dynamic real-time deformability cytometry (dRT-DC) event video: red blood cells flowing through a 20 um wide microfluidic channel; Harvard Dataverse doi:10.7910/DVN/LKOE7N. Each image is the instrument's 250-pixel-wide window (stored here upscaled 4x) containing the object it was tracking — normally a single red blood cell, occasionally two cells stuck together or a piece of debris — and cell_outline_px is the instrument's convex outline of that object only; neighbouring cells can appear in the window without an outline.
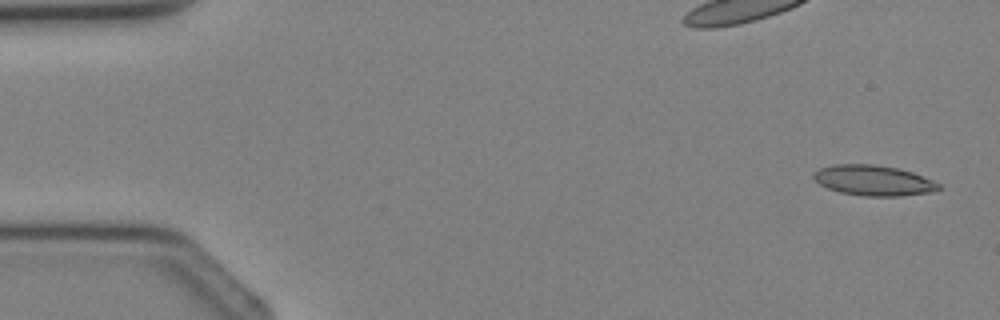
{"species": "Egyptian fruit bat (a non-hibernating species)", "species_latin": "Rousettus aegyptiacus", "temperature_condition": "cold", "stored_images_in_passage": 4, "segment_of_instrument_passage": [1, 2], "camera_frame_rate_fps": 3000, "um_per_image_px": 0.085, "animal": {"sex": "female"}, "frame": {"image": 1, "passage_image": 1, "time_ms": 0.0, "image_size_px": [1000, 320], "cell_outline_px": [[944, 188], [932, 192], [900, 196], [864, 196], [840, 192], [828, 188], [820, 184], [812, 176], [812, 172], [820, 168], [832, 164], [872, 164], [900, 168], [912, 172], [932, 180], [940, 184]], "centroid_in_image_um": [74.26, 15.33], "position_along_channel_um": 10.7, "area_um2": 22.31}}
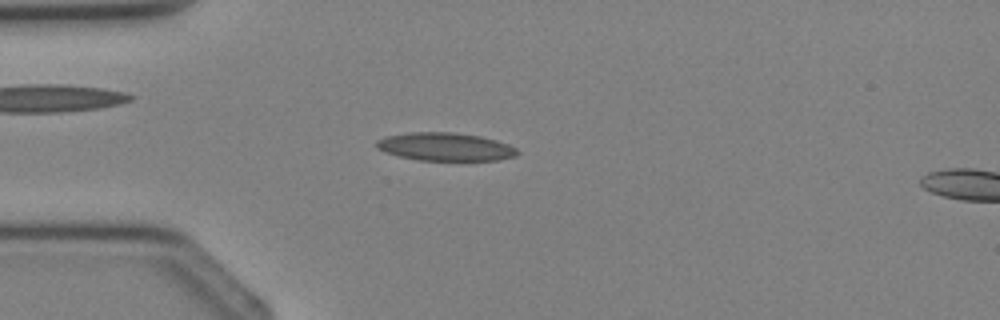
{"frame": {"image": 2, "passage_image": 3, "time_ms": 2.667, "image_size_px": [1000, 320], "cell_outline_px": [[520, 152], [516, 156], [500, 160], [420, 160], [400, 156], [376, 148], [376, 140], [388, 136], [412, 132], [452, 132], [480, 136], [496, 140], [508, 144], [516, 148]], "centroid_in_image_um": [37.9, 12.47], "position_along_channel_um": 47.1, "area_um2": 22.89}}